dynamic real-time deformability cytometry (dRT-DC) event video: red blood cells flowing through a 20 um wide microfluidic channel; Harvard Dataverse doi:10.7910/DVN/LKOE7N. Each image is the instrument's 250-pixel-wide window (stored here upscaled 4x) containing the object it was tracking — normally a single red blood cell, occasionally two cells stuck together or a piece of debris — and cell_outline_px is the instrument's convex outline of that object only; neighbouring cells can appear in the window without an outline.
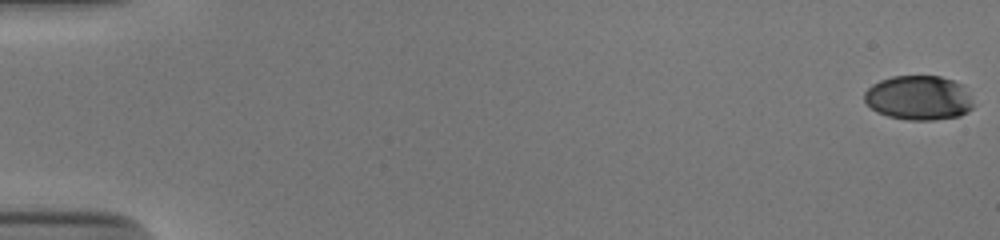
{"species": "human", "species_latin": "Homo sapiens", "temperature_condition": "cold", "stored_images_in_passage": 54, "camera_frame_rate_fps": 3000, "um_per_image_px": 0.085, "donor": {"sex": "male"}, "frame": {"image": 1, "passage_image": 1, "time_ms": 0.0, "image_size_px": [1000, 240], "cell_outline_px": [[972, 108], [968, 112], [960, 116], [936, 120], [908, 120], [888, 116], [876, 112], [864, 100], [864, 92], [872, 84], [880, 80], [892, 76], [940, 76], [964, 84], [972, 100]], "centroid_in_image_um": [78.1, 8.31], "position_along_channel_um": 6.9, "area_um2": 28.5}}
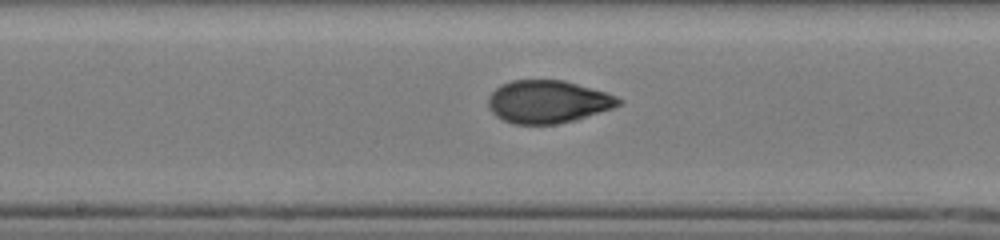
{"frame": {"image": 2, "passage_image": 30, "time_ms": 9.667, "image_size_px": [1000, 240], "cell_outline_px": [[624, 100], [620, 104], [612, 108], [572, 120], [556, 124], [512, 124], [496, 116], [488, 108], [488, 96], [500, 84], [512, 80], [564, 80], [604, 92], [616, 96]], "centroid_in_image_um": [46.52, 8.64], "position_along_channel_um": 201.7, "area_um2": 32.25}}
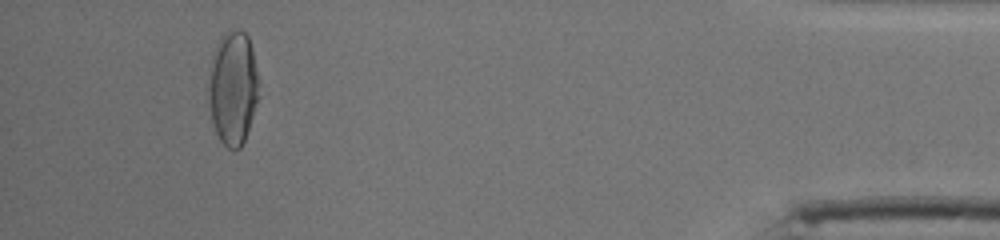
{"frame": {"image": 3, "passage_image": 51, "time_ms": 16.667, "image_size_px": [1000, 240], "cell_outline_px": [[260, 96], [244, 140], [240, 148], [228, 148], [220, 140], [216, 132], [212, 120], [208, 100], [208, 88], [212, 56], [216, 44], [224, 32], [236, 28], [240, 28], [248, 36], [252, 48]], "centroid_in_image_um": [19.8, 7.44], "position_along_channel_um": 415.4, "area_um2": 33.35}, "authors_computed_cell_mechanics": {"area_um2": 31.7611, "velocity_mm_per_s": 3.8931, "shape_relaxation_time_tau1_ms": 5.6692, "shape_relaxation_time_tau2_ms": 0.6838, "deformation_change_tau1": 0.2202, "deformation_change_tau2": 0.0511}}